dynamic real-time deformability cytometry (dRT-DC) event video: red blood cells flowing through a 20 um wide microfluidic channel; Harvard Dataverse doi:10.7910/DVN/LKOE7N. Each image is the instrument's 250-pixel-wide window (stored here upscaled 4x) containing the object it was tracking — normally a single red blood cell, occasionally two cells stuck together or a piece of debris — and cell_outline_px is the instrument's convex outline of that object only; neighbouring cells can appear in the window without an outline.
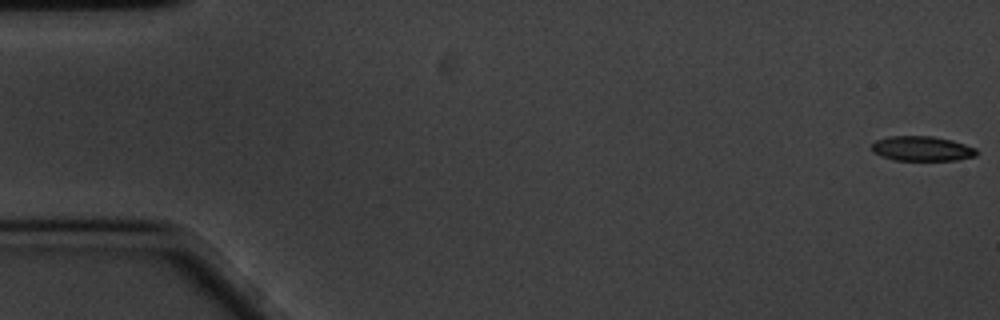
{"species": "common noctule bat (a hibernating species)", "species_latin": "Nyctalus noctula", "temperature_condition": "cold", "stored_images_in_passage": 12, "camera_frame_rate_fps": 3000, "um_per_image_px": 0.085, "animal": {"sex": "male", "body_mass_g": 20.1, "forearm_length_mm": 53.5}, "frame": {"image": 1, "passage_image": 1, "time_ms": 0.0, "image_size_px": [1000, 320], "cell_outline_px": [[976, 156], [956, 160], [896, 160], [880, 156], [872, 152], [872, 144], [876, 140], [888, 136], [932, 136], [952, 140], [976, 148]], "centroid_in_image_um": [78.34, 12.63], "position_along_channel_um": 6.7, "area_um2": 15.14}}